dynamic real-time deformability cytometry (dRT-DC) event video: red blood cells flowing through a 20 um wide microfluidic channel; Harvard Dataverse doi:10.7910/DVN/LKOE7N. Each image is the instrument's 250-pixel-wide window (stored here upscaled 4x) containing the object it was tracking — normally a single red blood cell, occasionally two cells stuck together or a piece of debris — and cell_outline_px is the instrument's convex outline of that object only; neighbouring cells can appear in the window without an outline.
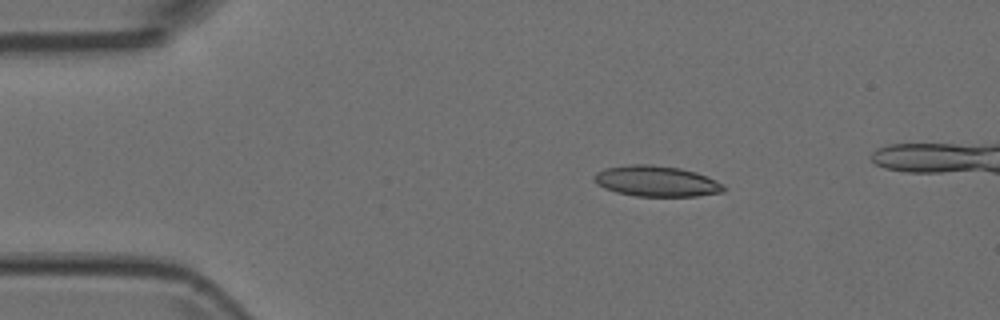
{"species": "Egyptian fruit bat (a non-hibernating species)", "species_latin": "Rousettus aegyptiacus", "temperature_condition": "room temperature", "stored_images_in_passage": 5, "camera_frame_rate_fps": 3000, "um_per_image_px": 0.085, "animal": {"sex": "female"}, "frame": {"image": 1, "passage_image": 3, "time_ms": 0.667, "image_size_px": [1000, 320], "cell_outline_px": [[724, 192], [696, 196], [636, 196], [616, 192], [604, 188], [596, 184], [592, 180], [592, 176], [596, 172], [604, 168], [632, 164], [652, 164], [680, 168], [696, 172], [708, 176], [724, 184]], "centroid_in_image_um": [55.77, 15.39], "position_along_channel_um": 29.2, "area_um2": 23.47}}